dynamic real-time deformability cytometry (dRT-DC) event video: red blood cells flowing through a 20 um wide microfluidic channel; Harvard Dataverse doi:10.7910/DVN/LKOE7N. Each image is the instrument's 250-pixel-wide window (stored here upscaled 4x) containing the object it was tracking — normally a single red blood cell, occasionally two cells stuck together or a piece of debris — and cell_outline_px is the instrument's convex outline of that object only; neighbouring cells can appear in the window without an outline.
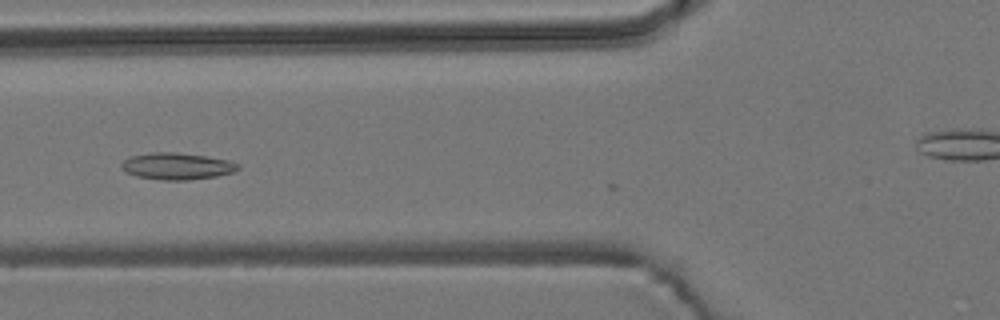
{"species": "common noctule bat (a hibernating species)", "species_latin": "Nyctalus noctula", "temperature_condition": "room temperature", "stored_images_in_passage": 6, "camera_frame_rate_fps": 3000, "um_per_image_px": 0.085, "animal": {"sex": "male", "body_mass_g": 19.2, "forearm_length_mm": 51.8}, "frame": {"image": 1, "passage_image": 5, "time_ms": 1.333, "image_size_px": [1000, 320], "cell_outline_px": [[240, 168], [232, 172], [216, 176], [188, 180], [164, 180], [136, 176], [124, 172], [120, 164], [128, 156], [152, 152], [176, 152], [204, 156], [228, 160], [240, 164]], "centroid_in_image_um": [15.0, 14.12], "position_along_channel_um": 110.8, "area_um2": 18.21}}